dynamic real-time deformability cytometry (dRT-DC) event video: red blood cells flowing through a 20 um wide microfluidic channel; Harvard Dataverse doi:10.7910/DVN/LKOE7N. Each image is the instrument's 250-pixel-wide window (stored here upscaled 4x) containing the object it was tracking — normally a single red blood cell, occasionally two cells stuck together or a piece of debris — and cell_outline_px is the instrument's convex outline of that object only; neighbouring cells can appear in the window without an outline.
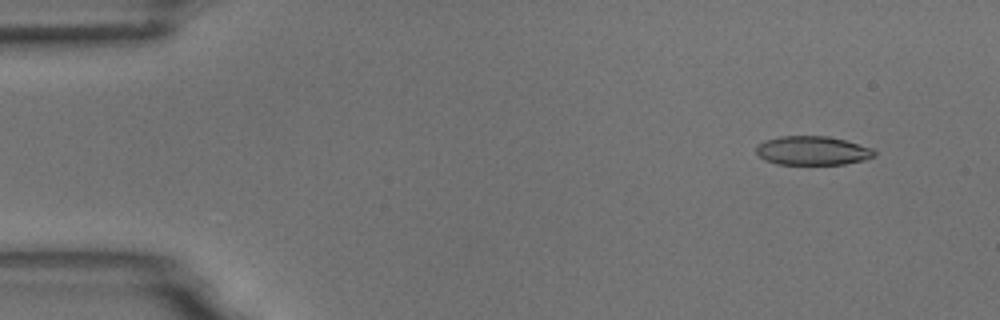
{"species": "common noctule bat (a hibernating species)", "species_latin": "Nyctalus noctula", "temperature_condition": "room temperature", "stored_images_in_passage": 6, "camera_frame_rate_fps": 3000, "um_per_image_px": 0.085, "animal": {"sex": "male", "body_mass_g": 18.8}, "frame": {"image": 1, "passage_image": 2, "time_ms": 0.333, "image_size_px": [1000, 320], "cell_outline_px": [[876, 156], [864, 160], [844, 164], [776, 164], [764, 160], [756, 156], [756, 144], [764, 140], [780, 136], [828, 136], [844, 140], [872, 148], [876, 152]], "centroid_in_image_um": [69.01, 12.8], "position_along_channel_um": 16.0, "area_um2": 20.11}}
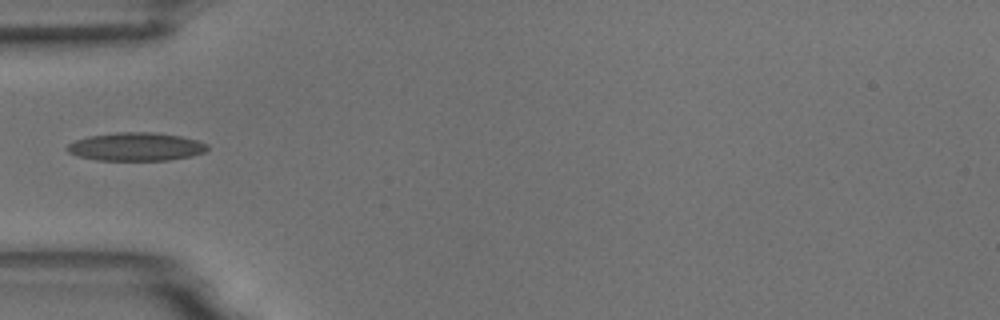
{"frame": {"image": 2, "passage_image": 5, "time_ms": 1.333, "image_size_px": [1000, 320], "cell_outline_px": [[208, 148], [204, 152], [192, 156], [168, 160], [96, 160], [80, 156], [68, 152], [64, 148], [68, 144], [76, 140], [88, 136], [116, 132], [152, 132], [180, 136], [196, 140], [208, 144]], "centroid_in_image_um": [11.55, 12.47], "position_along_channel_um": 73.5, "area_um2": 23.06}}